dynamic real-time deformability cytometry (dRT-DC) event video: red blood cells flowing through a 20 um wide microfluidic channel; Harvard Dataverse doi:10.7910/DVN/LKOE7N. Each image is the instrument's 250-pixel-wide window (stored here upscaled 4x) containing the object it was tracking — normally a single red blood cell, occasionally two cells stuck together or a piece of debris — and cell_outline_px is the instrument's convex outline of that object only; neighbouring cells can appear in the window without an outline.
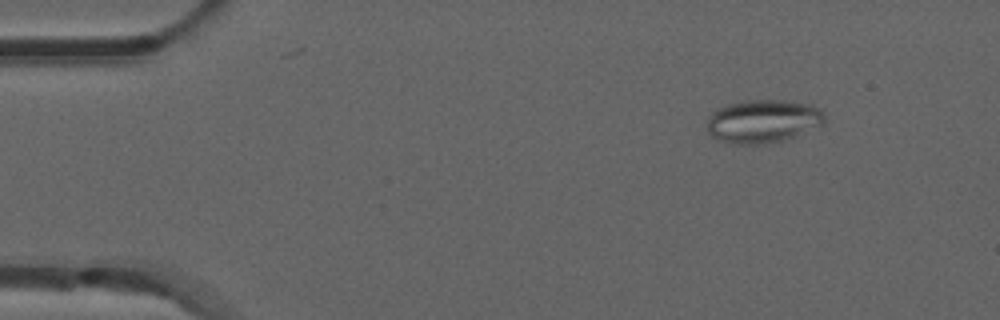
{"species": "common noctule bat (a hibernating species)", "species_latin": "Nyctalus noctula", "temperature_condition": "room temperature", "stored_images_in_passage": 47, "camera_frame_rate_fps": 3000, "um_per_image_px": 0.085, "animal": {"sex": "male", "forearm_length_mm": 52.5}, "frame": {"image": 1, "passage_image": 1, "time_ms": 0.0, "image_size_px": [1000, 320], "cell_outline_px": [[824, 124], [820, 128], [784, 140], [760, 144], [736, 144], [712, 136], [708, 132], [704, 124], [708, 116], [716, 108], [728, 104], [748, 100], [784, 100], [812, 104], [824, 116]], "centroid_in_image_um": [64.85, 10.3], "position_along_channel_um": 20.2, "area_um2": 29.88}}
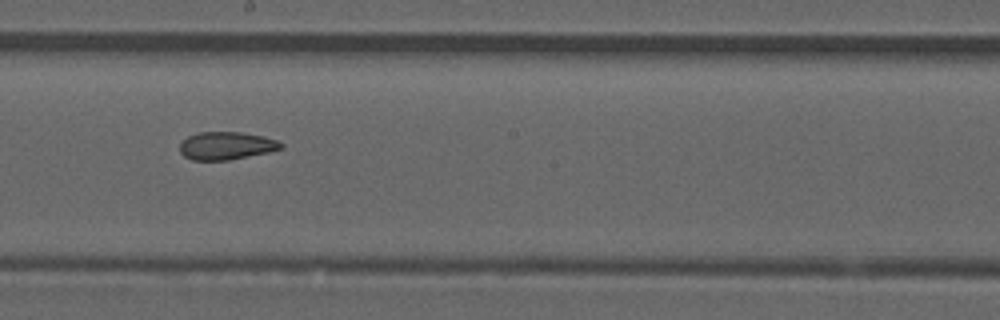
{"frame": {"image": 2, "passage_image": 24, "time_ms": 7.667, "image_size_px": [1000, 320], "cell_outline_px": [[284, 148], [268, 152], [228, 160], [192, 160], [184, 156], [180, 152], [180, 144], [188, 136], [200, 132], [240, 132], [264, 136], [276, 140], [284, 144]], "centroid_in_image_um": [19.25, 12.38], "position_along_channel_um": 229.0, "area_um2": 16.36}}
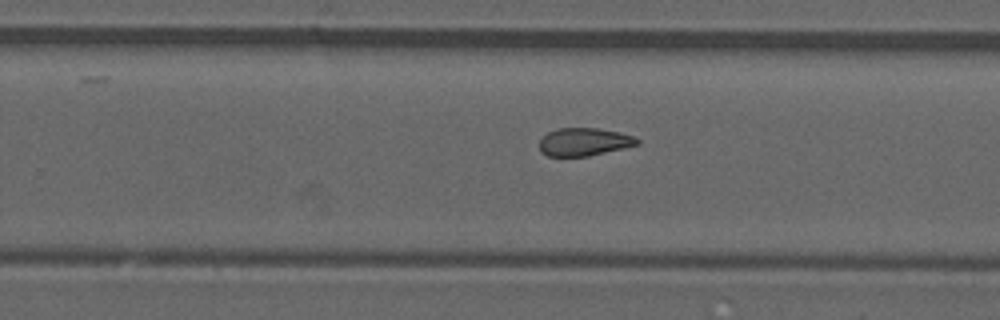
{"frame": {"image": 3, "passage_image": 28, "time_ms": 9.0, "image_size_px": [1000, 320], "cell_outline_px": [[640, 144], [588, 156], [548, 156], [540, 152], [540, 140], [548, 132], [560, 128], [596, 128], [620, 132], [632, 136], [640, 140]], "centroid_in_image_um": [49.65, 12.06], "position_along_channel_um": 280.2, "area_um2": 15.78}, "authors_computed_cell_mechanics": {"area_um2": 16.9932, "velocity_mm_per_s": 3.8757, "shape_relaxation_time_tau1_ms": null, "shape_relaxation_time_tau2_ms": 2.6419, "deformation_change_tau1": null, "deformation_change_tau2": 0.0957}}